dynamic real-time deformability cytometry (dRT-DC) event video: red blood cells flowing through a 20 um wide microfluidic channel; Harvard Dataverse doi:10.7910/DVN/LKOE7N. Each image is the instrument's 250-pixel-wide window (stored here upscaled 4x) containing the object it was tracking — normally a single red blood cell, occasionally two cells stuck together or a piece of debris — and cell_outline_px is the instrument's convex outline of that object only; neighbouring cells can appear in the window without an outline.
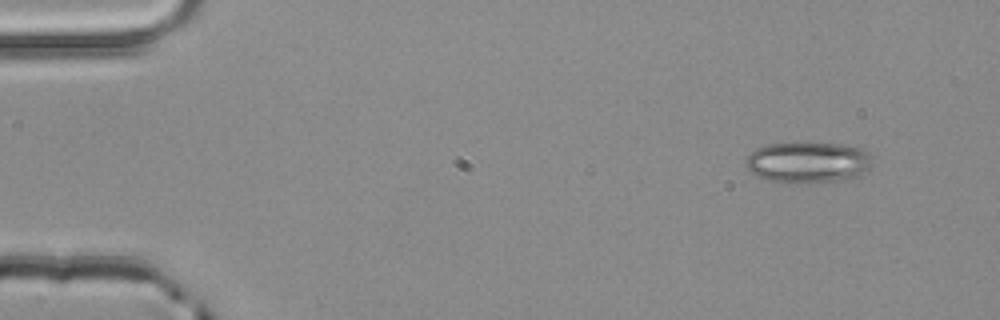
{"species": "common noctule bat (a hibernating species)", "species_latin": "Nyctalus noctula", "temperature_condition": "room temperature", "stored_images_in_passage": 3, "camera_frame_rate_fps": 3000, "um_per_image_px": 0.085, "animal": {"sex": "male", "body_mass_g": 20.4}, "frame": {"image": 1, "passage_image": 1, "time_ms": 0.0, "image_size_px": [1000, 320], "cell_outline_px": [[872, 164], [868, 168], [852, 176], [840, 180], [792, 184], [788, 184], [756, 176], [744, 164], [748, 156], [756, 148], [768, 144], [804, 140], [840, 144], [864, 148], [868, 152]], "centroid_in_image_um": [68.62, 13.75], "position_along_channel_um": 16.4, "area_um2": 30.75}}